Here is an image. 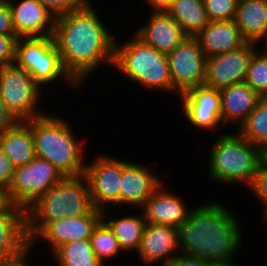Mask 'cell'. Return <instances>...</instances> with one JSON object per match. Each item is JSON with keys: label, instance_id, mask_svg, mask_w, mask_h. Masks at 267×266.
I'll return each mask as SVG.
<instances>
[{"label": "cell", "instance_id": "1", "mask_svg": "<svg viewBox=\"0 0 267 266\" xmlns=\"http://www.w3.org/2000/svg\"><path fill=\"white\" fill-rule=\"evenodd\" d=\"M90 0L55 17L53 39L66 72L82 88L103 65L114 64L116 36ZM115 36V37H114Z\"/></svg>", "mask_w": 267, "mask_h": 266}, {"label": "cell", "instance_id": "2", "mask_svg": "<svg viewBox=\"0 0 267 266\" xmlns=\"http://www.w3.org/2000/svg\"><path fill=\"white\" fill-rule=\"evenodd\" d=\"M220 202L214 199L192 207L186 222L177 228L180 253L237 262V253L244 246L241 219Z\"/></svg>", "mask_w": 267, "mask_h": 266}, {"label": "cell", "instance_id": "3", "mask_svg": "<svg viewBox=\"0 0 267 266\" xmlns=\"http://www.w3.org/2000/svg\"><path fill=\"white\" fill-rule=\"evenodd\" d=\"M57 114L47 112L31 119L35 154L48 160L64 177L82 175L86 166L84 160H88L85 157L87 138L76 135L72 124Z\"/></svg>", "mask_w": 267, "mask_h": 266}, {"label": "cell", "instance_id": "4", "mask_svg": "<svg viewBox=\"0 0 267 266\" xmlns=\"http://www.w3.org/2000/svg\"><path fill=\"white\" fill-rule=\"evenodd\" d=\"M218 134L208 149L207 177L211 182L224 187L227 184L230 186L242 183L249 190L262 160V150L244 138L236 129Z\"/></svg>", "mask_w": 267, "mask_h": 266}, {"label": "cell", "instance_id": "5", "mask_svg": "<svg viewBox=\"0 0 267 266\" xmlns=\"http://www.w3.org/2000/svg\"><path fill=\"white\" fill-rule=\"evenodd\" d=\"M130 37L125 41L116 37L114 70L146 90L157 89L156 92L160 90L179 97L172 87L167 54L150 47L134 33Z\"/></svg>", "mask_w": 267, "mask_h": 266}, {"label": "cell", "instance_id": "6", "mask_svg": "<svg viewBox=\"0 0 267 266\" xmlns=\"http://www.w3.org/2000/svg\"><path fill=\"white\" fill-rule=\"evenodd\" d=\"M93 209L84 174L65 176L25 210L28 239L30 241L48 222L84 215Z\"/></svg>", "mask_w": 267, "mask_h": 266}, {"label": "cell", "instance_id": "7", "mask_svg": "<svg viewBox=\"0 0 267 266\" xmlns=\"http://www.w3.org/2000/svg\"><path fill=\"white\" fill-rule=\"evenodd\" d=\"M15 63L25 69L34 81L44 90L50 85L60 84L70 90H80L81 87L64 69L60 54L53 37L18 38L16 40ZM54 82V83H53Z\"/></svg>", "mask_w": 267, "mask_h": 266}, {"label": "cell", "instance_id": "8", "mask_svg": "<svg viewBox=\"0 0 267 266\" xmlns=\"http://www.w3.org/2000/svg\"><path fill=\"white\" fill-rule=\"evenodd\" d=\"M44 91L46 90L16 63L0 67V99L17 121L38 118L48 112L41 104L44 97H50V94L46 96L48 93Z\"/></svg>", "mask_w": 267, "mask_h": 266}, {"label": "cell", "instance_id": "9", "mask_svg": "<svg viewBox=\"0 0 267 266\" xmlns=\"http://www.w3.org/2000/svg\"><path fill=\"white\" fill-rule=\"evenodd\" d=\"M64 176L48 160L35 157L24 166L14 168L8 186L11 201L26 210Z\"/></svg>", "mask_w": 267, "mask_h": 266}, {"label": "cell", "instance_id": "10", "mask_svg": "<svg viewBox=\"0 0 267 266\" xmlns=\"http://www.w3.org/2000/svg\"><path fill=\"white\" fill-rule=\"evenodd\" d=\"M112 155H94L86 161L84 176L94 208L99 210L120 208V191L123 175V160Z\"/></svg>", "mask_w": 267, "mask_h": 266}, {"label": "cell", "instance_id": "11", "mask_svg": "<svg viewBox=\"0 0 267 266\" xmlns=\"http://www.w3.org/2000/svg\"><path fill=\"white\" fill-rule=\"evenodd\" d=\"M167 58L172 87L179 95L204 85L207 57L196 37L187 36Z\"/></svg>", "mask_w": 267, "mask_h": 266}, {"label": "cell", "instance_id": "12", "mask_svg": "<svg viewBox=\"0 0 267 266\" xmlns=\"http://www.w3.org/2000/svg\"><path fill=\"white\" fill-rule=\"evenodd\" d=\"M178 99L182 116L188 122L187 128L209 132H225L221 121V96L217 89L205 85L194 87L181 94ZM190 127V128H189Z\"/></svg>", "mask_w": 267, "mask_h": 266}, {"label": "cell", "instance_id": "13", "mask_svg": "<svg viewBox=\"0 0 267 266\" xmlns=\"http://www.w3.org/2000/svg\"><path fill=\"white\" fill-rule=\"evenodd\" d=\"M102 220V210L94 208L87 214L48 222L31 240L30 251L37 245L47 246L52 255L61 245L77 240L90 239L95 227ZM40 243V244H39Z\"/></svg>", "mask_w": 267, "mask_h": 266}, {"label": "cell", "instance_id": "14", "mask_svg": "<svg viewBox=\"0 0 267 266\" xmlns=\"http://www.w3.org/2000/svg\"><path fill=\"white\" fill-rule=\"evenodd\" d=\"M258 48L257 43L246 42L236 50L208 57L204 85L221 90L244 82L250 60Z\"/></svg>", "mask_w": 267, "mask_h": 266}, {"label": "cell", "instance_id": "15", "mask_svg": "<svg viewBox=\"0 0 267 266\" xmlns=\"http://www.w3.org/2000/svg\"><path fill=\"white\" fill-rule=\"evenodd\" d=\"M147 164L123 159V175L120 191V207L141 209L152 193L165 181ZM125 206V207H124ZM132 207V209H130ZM136 207V208H135Z\"/></svg>", "mask_w": 267, "mask_h": 266}, {"label": "cell", "instance_id": "16", "mask_svg": "<svg viewBox=\"0 0 267 266\" xmlns=\"http://www.w3.org/2000/svg\"><path fill=\"white\" fill-rule=\"evenodd\" d=\"M180 253L177 228L146 223L137 257L144 266H166Z\"/></svg>", "mask_w": 267, "mask_h": 266}, {"label": "cell", "instance_id": "17", "mask_svg": "<svg viewBox=\"0 0 267 266\" xmlns=\"http://www.w3.org/2000/svg\"><path fill=\"white\" fill-rule=\"evenodd\" d=\"M18 38L53 37L55 16L38 0H7Z\"/></svg>", "mask_w": 267, "mask_h": 266}, {"label": "cell", "instance_id": "18", "mask_svg": "<svg viewBox=\"0 0 267 266\" xmlns=\"http://www.w3.org/2000/svg\"><path fill=\"white\" fill-rule=\"evenodd\" d=\"M165 185L166 182L163 181L145 202L141 210L146 223L178 228L186 222L192 208L191 205L188 207L182 195L169 191Z\"/></svg>", "mask_w": 267, "mask_h": 266}, {"label": "cell", "instance_id": "19", "mask_svg": "<svg viewBox=\"0 0 267 266\" xmlns=\"http://www.w3.org/2000/svg\"><path fill=\"white\" fill-rule=\"evenodd\" d=\"M148 17L141 27L131 32L150 47L168 54L187 37L167 12L151 11Z\"/></svg>", "mask_w": 267, "mask_h": 266}, {"label": "cell", "instance_id": "20", "mask_svg": "<svg viewBox=\"0 0 267 266\" xmlns=\"http://www.w3.org/2000/svg\"><path fill=\"white\" fill-rule=\"evenodd\" d=\"M28 251L25 210L16 206L11 212L0 213V264L20 259Z\"/></svg>", "mask_w": 267, "mask_h": 266}, {"label": "cell", "instance_id": "21", "mask_svg": "<svg viewBox=\"0 0 267 266\" xmlns=\"http://www.w3.org/2000/svg\"><path fill=\"white\" fill-rule=\"evenodd\" d=\"M221 96V121L224 128L239 127L246 121L261 98L245 82L219 90Z\"/></svg>", "mask_w": 267, "mask_h": 266}, {"label": "cell", "instance_id": "22", "mask_svg": "<svg viewBox=\"0 0 267 266\" xmlns=\"http://www.w3.org/2000/svg\"><path fill=\"white\" fill-rule=\"evenodd\" d=\"M195 37L207 58L236 50L247 42L235 20L210 21Z\"/></svg>", "mask_w": 267, "mask_h": 266}, {"label": "cell", "instance_id": "23", "mask_svg": "<svg viewBox=\"0 0 267 266\" xmlns=\"http://www.w3.org/2000/svg\"><path fill=\"white\" fill-rule=\"evenodd\" d=\"M109 212L110 210H112ZM102 210V220L112 230L115 237L118 239L119 245L124 253L135 252L139 250L143 231L145 228L146 220L141 209L134 211L135 213L130 214L125 208L126 215L121 214V210L117 208H111ZM118 210V211H117ZM119 213H117V212ZM128 212V213H126ZM110 213V214H109ZM112 213V215H111ZM115 213V214H114ZM139 213V214H138Z\"/></svg>", "mask_w": 267, "mask_h": 266}, {"label": "cell", "instance_id": "24", "mask_svg": "<svg viewBox=\"0 0 267 266\" xmlns=\"http://www.w3.org/2000/svg\"><path fill=\"white\" fill-rule=\"evenodd\" d=\"M0 149L14 168L24 166L34 159L36 154L31 120L17 121L0 136Z\"/></svg>", "mask_w": 267, "mask_h": 266}, {"label": "cell", "instance_id": "25", "mask_svg": "<svg viewBox=\"0 0 267 266\" xmlns=\"http://www.w3.org/2000/svg\"><path fill=\"white\" fill-rule=\"evenodd\" d=\"M235 23L247 42L258 43L267 29V0H239Z\"/></svg>", "mask_w": 267, "mask_h": 266}, {"label": "cell", "instance_id": "26", "mask_svg": "<svg viewBox=\"0 0 267 266\" xmlns=\"http://www.w3.org/2000/svg\"><path fill=\"white\" fill-rule=\"evenodd\" d=\"M167 13L190 37H195L210 22L203 0H174Z\"/></svg>", "mask_w": 267, "mask_h": 266}, {"label": "cell", "instance_id": "27", "mask_svg": "<svg viewBox=\"0 0 267 266\" xmlns=\"http://www.w3.org/2000/svg\"><path fill=\"white\" fill-rule=\"evenodd\" d=\"M52 258L58 266H106L94 253L90 239L61 245Z\"/></svg>", "mask_w": 267, "mask_h": 266}, {"label": "cell", "instance_id": "28", "mask_svg": "<svg viewBox=\"0 0 267 266\" xmlns=\"http://www.w3.org/2000/svg\"><path fill=\"white\" fill-rule=\"evenodd\" d=\"M237 131L261 150L267 147V97L258 100L255 108Z\"/></svg>", "mask_w": 267, "mask_h": 266}, {"label": "cell", "instance_id": "29", "mask_svg": "<svg viewBox=\"0 0 267 266\" xmlns=\"http://www.w3.org/2000/svg\"><path fill=\"white\" fill-rule=\"evenodd\" d=\"M90 241L95 255L106 266L114 261L112 259H117L122 254H125L119 245L118 239L103 220L95 227ZM108 261L110 262L108 263Z\"/></svg>", "mask_w": 267, "mask_h": 266}, {"label": "cell", "instance_id": "30", "mask_svg": "<svg viewBox=\"0 0 267 266\" xmlns=\"http://www.w3.org/2000/svg\"><path fill=\"white\" fill-rule=\"evenodd\" d=\"M244 82L259 96L267 97V53L260 48L253 53Z\"/></svg>", "mask_w": 267, "mask_h": 266}, {"label": "cell", "instance_id": "31", "mask_svg": "<svg viewBox=\"0 0 267 266\" xmlns=\"http://www.w3.org/2000/svg\"><path fill=\"white\" fill-rule=\"evenodd\" d=\"M239 0H203L209 21L235 20Z\"/></svg>", "mask_w": 267, "mask_h": 266}, {"label": "cell", "instance_id": "32", "mask_svg": "<svg viewBox=\"0 0 267 266\" xmlns=\"http://www.w3.org/2000/svg\"><path fill=\"white\" fill-rule=\"evenodd\" d=\"M249 190L262 205L260 214L262 220L267 215V162L263 158L259 163L254 183Z\"/></svg>", "mask_w": 267, "mask_h": 266}, {"label": "cell", "instance_id": "33", "mask_svg": "<svg viewBox=\"0 0 267 266\" xmlns=\"http://www.w3.org/2000/svg\"><path fill=\"white\" fill-rule=\"evenodd\" d=\"M55 17L84 7L90 0H38Z\"/></svg>", "mask_w": 267, "mask_h": 266}, {"label": "cell", "instance_id": "34", "mask_svg": "<svg viewBox=\"0 0 267 266\" xmlns=\"http://www.w3.org/2000/svg\"><path fill=\"white\" fill-rule=\"evenodd\" d=\"M17 35H0V67L15 63Z\"/></svg>", "mask_w": 267, "mask_h": 266}, {"label": "cell", "instance_id": "35", "mask_svg": "<svg viewBox=\"0 0 267 266\" xmlns=\"http://www.w3.org/2000/svg\"><path fill=\"white\" fill-rule=\"evenodd\" d=\"M0 35H17L7 0H0Z\"/></svg>", "mask_w": 267, "mask_h": 266}, {"label": "cell", "instance_id": "36", "mask_svg": "<svg viewBox=\"0 0 267 266\" xmlns=\"http://www.w3.org/2000/svg\"><path fill=\"white\" fill-rule=\"evenodd\" d=\"M208 260L204 257L179 253L166 266H207Z\"/></svg>", "mask_w": 267, "mask_h": 266}, {"label": "cell", "instance_id": "37", "mask_svg": "<svg viewBox=\"0 0 267 266\" xmlns=\"http://www.w3.org/2000/svg\"><path fill=\"white\" fill-rule=\"evenodd\" d=\"M14 173V167L4 152L0 149V186L8 188Z\"/></svg>", "mask_w": 267, "mask_h": 266}, {"label": "cell", "instance_id": "38", "mask_svg": "<svg viewBox=\"0 0 267 266\" xmlns=\"http://www.w3.org/2000/svg\"><path fill=\"white\" fill-rule=\"evenodd\" d=\"M16 122L17 119L7 110L0 99V136L8 131Z\"/></svg>", "mask_w": 267, "mask_h": 266}, {"label": "cell", "instance_id": "39", "mask_svg": "<svg viewBox=\"0 0 267 266\" xmlns=\"http://www.w3.org/2000/svg\"><path fill=\"white\" fill-rule=\"evenodd\" d=\"M16 206L11 201L8 188L0 186V213L11 212Z\"/></svg>", "mask_w": 267, "mask_h": 266}, {"label": "cell", "instance_id": "40", "mask_svg": "<svg viewBox=\"0 0 267 266\" xmlns=\"http://www.w3.org/2000/svg\"><path fill=\"white\" fill-rule=\"evenodd\" d=\"M146 4L149 6L151 12H167L172 6L174 0H145Z\"/></svg>", "mask_w": 267, "mask_h": 266}, {"label": "cell", "instance_id": "41", "mask_svg": "<svg viewBox=\"0 0 267 266\" xmlns=\"http://www.w3.org/2000/svg\"><path fill=\"white\" fill-rule=\"evenodd\" d=\"M30 258V259H29ZM31 251H28L22 258L15 261L2 264V266H33V263H30L31 260Z\"/></svg>", "mask_w": 267, "mask_h": 266}, {"label": "cell", "instance_id": "42", "mask_svg": "<svg viewBox=\"0 0 267 266\" xmlns=\"http://www.w3.org/2000/svg\"><path fill=\"white\" fill-rule=\"evenodd\" d=\"M207 266H237V263L224 261H208Z\"/></svg>", "mask_w": 267, "mask_h": 266}, {"label": "cell", "instance_id": "43", "mask_svg": "<svg viewBox=\"0 0 267 266\" xmlns=\"http://www.w3.org/2000/svg\"><path fill=\"white\" fill-rule=\"evenodd\" d=\"M262 43V44H261ZM257 46H261V50L267 53V29L265 32V35L262 37V39L257 43Z\"/></svg>", "mask_w": 267, "mask_h": 266}, {"label": "cell", "instance_id": "44", "mask_svg": "<svg viewBox=\"0 0 267 266\" xmlns=\"http://www.w3.org/2000/svg\"><path fill=\"white\" fill-rule=\"evenodd\" d=\"M262 158L267 162V147L262 150Z\"/></svg>", "mask_w": 267, "mask_h": 266}, {"label": "cell", "instance_id": "45", "mask_svg": "<svg viewBox=\"0 0 267 266\" xmlns=\"http://www.w3.org/2000/svg\"><path fill=\"white\" fill-rule=\"evenodd\" d=\"M261 223L265 224V226L267 225V215L262 219Z\"/></svg>", "mask_w": 267, "mask_h": 266}]
</instances>
